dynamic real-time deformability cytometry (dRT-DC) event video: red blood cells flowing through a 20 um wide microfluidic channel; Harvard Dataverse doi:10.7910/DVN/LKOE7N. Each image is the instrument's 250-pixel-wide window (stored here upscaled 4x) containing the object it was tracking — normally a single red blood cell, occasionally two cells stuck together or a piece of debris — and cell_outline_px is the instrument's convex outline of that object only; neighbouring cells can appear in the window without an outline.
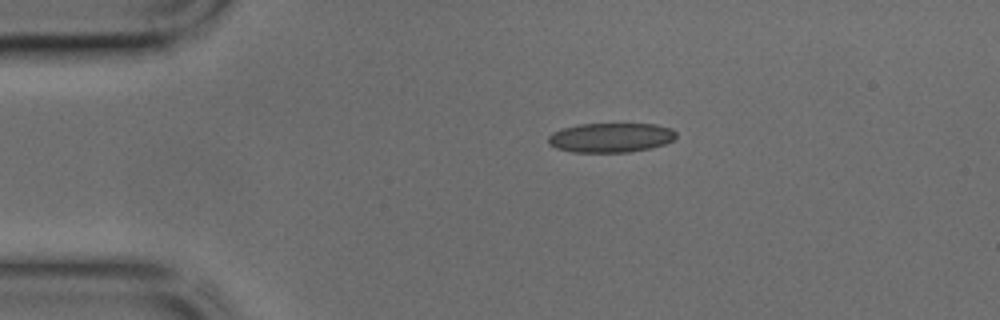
{"species": "common noctule bat (a hibernating species)", "species_latin": "Nyctalus noctula", "temperature_condition": "cold", "stored_images_in_passage": 36, "camera_frame_rate_fps": 3000, "um_per_image_px": 0.085, "animal": {"sex": "male", "body_mass_g": 17.9, "forearm_length_mm": 54.2}, "frame": {"image": 1, "passage_image": 1, "time_ms": 0.0, "image_size_px": [1000, 320], "cell_outline_px": [[676, 136], [672, 140], [664, 144], [648, 148], [628, 152], [572, 152], [556, 148], [548, 144], [548, 136], [552, 132], [564, 128], [580, 124], [656, 124], [672, 128], [676, 132]], "centroid_in_image_um": [51.9, 11.69], "position_along_channel_um": 33.1, "area_um2": 21.91}}
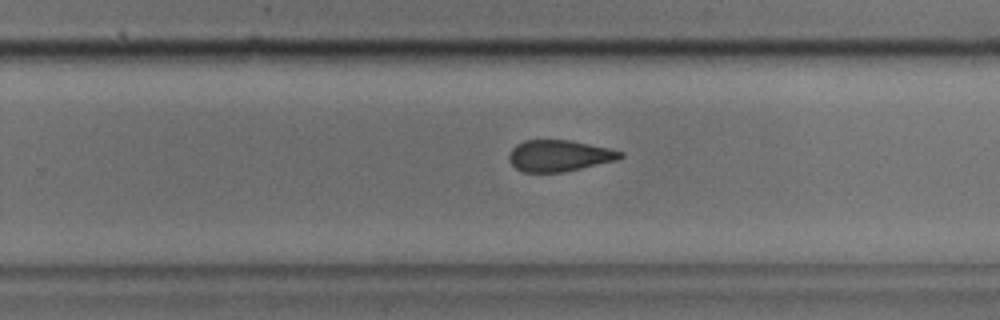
{"frame": {"image": 2, "passage_image": 20, "time_ms": 6.333, "image_size_px": [1000, 320], "cell_outline_px": [[624, 156], [616, 160], [564, 172], [524, 172], [516, 168], [508, 160], [508, 152], [516, 144], [524, 140], [572, 140], [608, 148], [624, 152]], "centroid_in_image_um": [47.5, 13.23], "position_along_channel_um": 282.3, "area_um2": 20.4}}
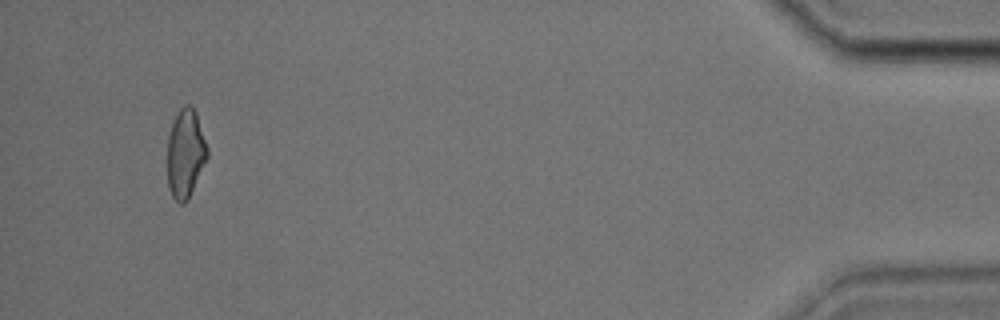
{"frame": {"image": 3, "passage_image": 34, "time_ms": 11.0, "image_size_px": [1000, 320], "cell_outline_px": [[208, 156], [188, 200], [184, 204], [180, 204], [172, 196], [168, 188], [168, 136], [172, 124], [180, 108], [184, 104], [188, 104], [196, 112], [208, 148]], "centroid_in_image_um": [15.77, 13.06], "position_along_channel_um": 419.4, "area_um2": 20.52}}